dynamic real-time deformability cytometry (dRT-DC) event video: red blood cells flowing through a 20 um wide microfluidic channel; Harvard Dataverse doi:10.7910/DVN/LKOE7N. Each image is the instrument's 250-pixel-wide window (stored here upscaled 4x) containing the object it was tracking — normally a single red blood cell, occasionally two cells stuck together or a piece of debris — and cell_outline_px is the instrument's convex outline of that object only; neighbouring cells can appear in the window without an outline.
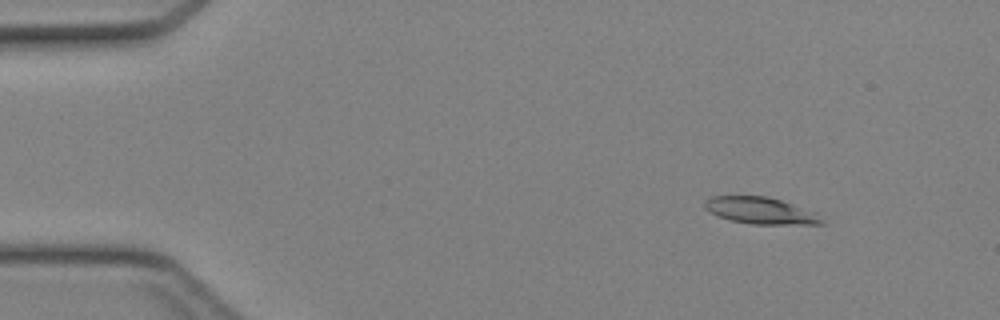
{"species": "Egyptian fruit bat (a non-hibernating species)", "species_latin": "Rousettus aegyptiacus", "temperature_condition": "cold", "stored_images_in_passage": 41, "camera_frame_rate_fps": 3000, "um_per_image_px": 0.085, "animal": {"sex": "female"}, "frame": {"image": 1, "passage_image": 1, "time_ms": 0.0, "image_size_px": [1000, 320], "cell_outline_px": [[824, 224], [752, 224], [728, 220], [716, 216], [704, 208], [704, 200], [712, 196], [768, 196], [816, 212], [824, 220]], "centroid_in_image_um": [64.62, 17.9], "position_along_channel_um": 20.4, "area_um2": 18.32}}
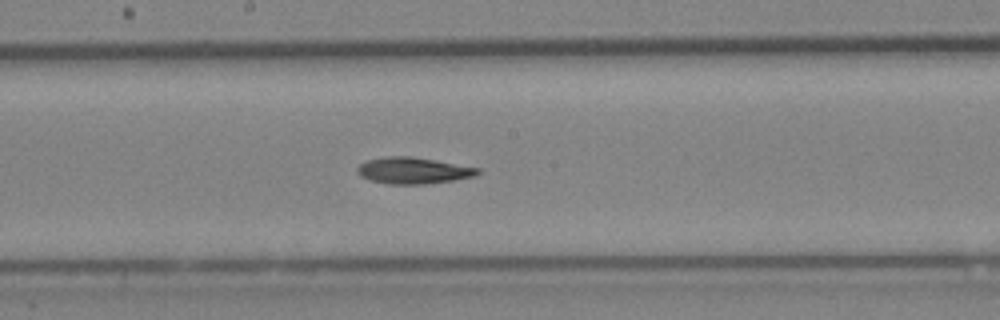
{"frame": {"image": 2, "passage_image": 20, "time_ms": 6.333, "image_size_px": [1000, 320], "cell_outline_px": [[480, 172], [476, 176], [456, 180], [428, 184], [388, 184], [368, 180], [360, 176], [356, 172], [356, 168], [364, 160], [384, 156], [412, 156], [436, 160], [480, 168]], "centroid_in_image_um": [35.1, 14.49], "position_along_channel_um": 213.1, "area_um2": 18.96}}
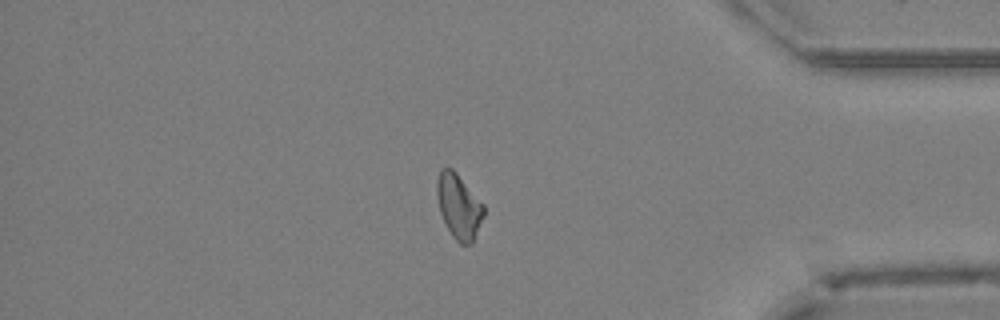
{"frame": {"image": 3, "passage_image": 34, "time_ms": 11.0, "image_size_px": [1000, 320], "cell_outline_px": [[484, 216], [472, 244], [460, 244], [452, 236], [440, 212], [436, 192], [436, 180], [440, 168], [452, 168], [456, 172], [484, 204]], "centroid_in_image_um": [39.0, 17.52], "position_along_channel_um": 396.2, "area_um2": 17.69}}